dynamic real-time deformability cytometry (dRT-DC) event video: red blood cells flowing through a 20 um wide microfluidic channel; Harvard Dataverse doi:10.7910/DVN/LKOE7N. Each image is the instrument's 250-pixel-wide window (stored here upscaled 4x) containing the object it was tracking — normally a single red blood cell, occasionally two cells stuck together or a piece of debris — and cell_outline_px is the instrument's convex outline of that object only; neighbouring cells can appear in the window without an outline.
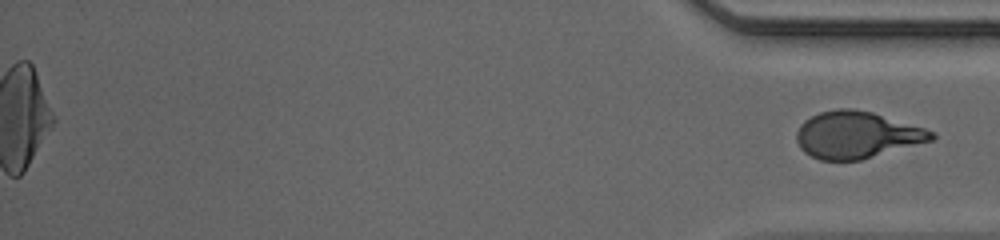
{"species": "human", "species_latin": "Homo sapiens", "temperature_condition": "cold", "stored_images_in_passage": 56, "segment_of_instrument_passage": [2, 2], "camera_frame_rate_fps": 3000, "um_per_image_px": 0.085, "donor": {"sex": "male"}, "frame": {"image": 1, "passage_image": 56, "time_ms": 18.333, "image_size_px": [1000, 240], "cell_outline_px": [[936, 136], [932, 140], [860, 160], [820, 160], [804, 152], [800, 148], [796, 140], [796, 132], [800, 124], [804, 120], [820, 112], [836, 108], [852, 108], [872, 112], [924, 128], [936, 132]], "centroid_in_image_um": [72.79, 11.46], "position_along_channel_um": 362.4, "area_um2": 36.7}}